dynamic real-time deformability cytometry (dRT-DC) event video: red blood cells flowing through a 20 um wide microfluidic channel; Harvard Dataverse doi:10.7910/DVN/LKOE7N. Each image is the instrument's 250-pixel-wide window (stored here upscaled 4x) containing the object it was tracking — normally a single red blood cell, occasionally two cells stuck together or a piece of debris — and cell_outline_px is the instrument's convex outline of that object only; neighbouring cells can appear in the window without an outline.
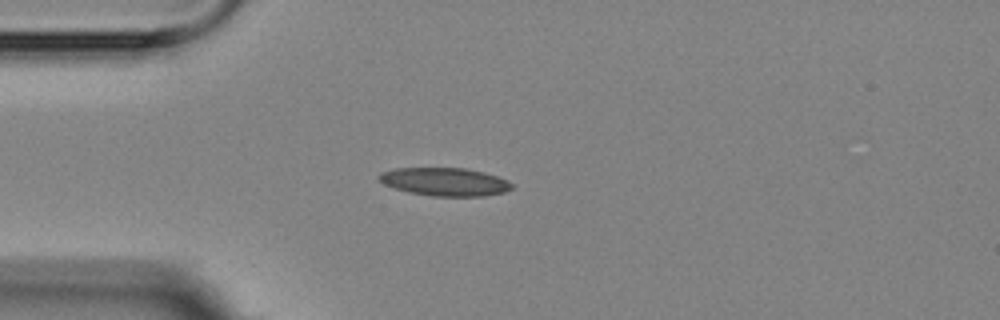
{"species": "Egyptian fruit bat (a non-hibernating species)", "species_latin": "Rousettus aegyptiacus", "temperature_condition": "room temperature", "stored_images_in_passage": 1, "camera_frame_rate_fps": 3000, "um_per_image_px": 0.085, "animal": {"sex": "female"}, "frame": {"image": 1, "passage_image": 1, "time_ms": 0.0, "image_size_px": [1000, 320], "cell_outline_px": [[512, 188], [504, 192], [484, 196], [432, 196], [412, 192], [396, 188], [384, 184], [376, 176], [380, 172], [392, 168], [464, 168], [484, 172], [508, 180], [512, 184]], "centroid_in_image_um": [37.8, 15.44], "position_along_channel_um": 47.2, "area_um2": 21.68}}